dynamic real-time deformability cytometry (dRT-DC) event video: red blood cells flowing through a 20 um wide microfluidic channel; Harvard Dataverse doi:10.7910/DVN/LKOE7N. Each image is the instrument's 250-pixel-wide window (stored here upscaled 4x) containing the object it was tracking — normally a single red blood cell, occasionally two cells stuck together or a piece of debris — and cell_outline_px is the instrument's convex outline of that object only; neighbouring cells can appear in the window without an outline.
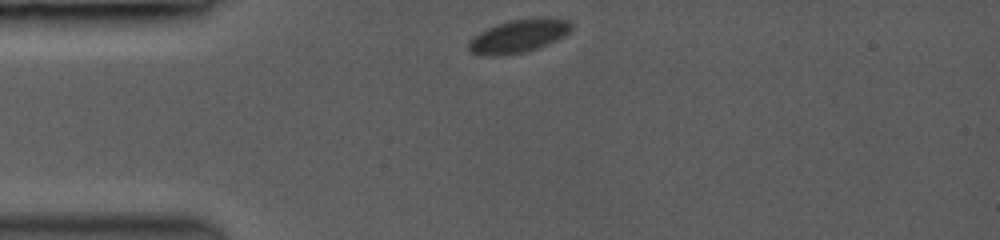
{"species": "common noctule bat (a hibernating species)", "species_latin": "Nyctalus noctula", "temperature_condition": "room temperature", "stored_images_in_passage": 4, "camera_frame_rate_fps": 3500, "um_per_image_px": 0.085, "animal": {"sex": "female", "body_mass_g": 19.0, "forearm_length_mm": 53.3}, "frame": {"image": 1, "passage_image": 1, "time_ms": 0.0, "image_size_px": [1000, 240], "cell_outline_px": [[572, 28], [568, 32], [536, 48], [520, 52], [472, 52], [468, 48], [468, 44], [480, 32], [496, 24], [508, 20], [536, 16], [552, 16], [568, 20], [572, 24]], "centroid_in_image_um": [44.18, 2.94], "position_along_channel_um": 40.8, "area_um2": 18.73}}
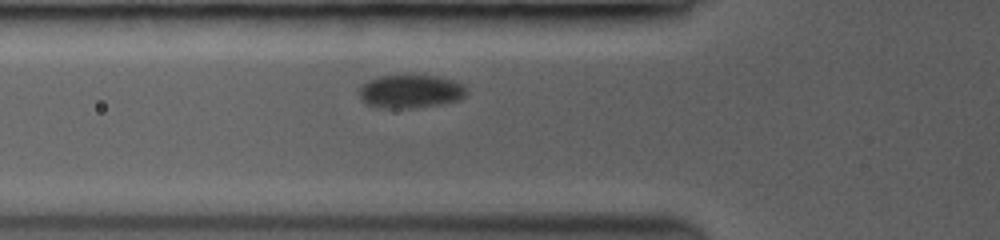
{"frame": {"image": 2, "passage_image": 4, "time_ms": 2.0, "image_size_px": [1000, 240], "cell_outline_px": [[464, 96], [460, 100], [436, 104], [396, 108], [392, 108], [368, 104], [360, 96], [360, 88], [368, 80], [380, 76], [440, 76], [464, 84]], "centroid_in_image_um": [34.91, 7.74], "position_along_channel_um": 90.9, "area_um2": 20.0}}